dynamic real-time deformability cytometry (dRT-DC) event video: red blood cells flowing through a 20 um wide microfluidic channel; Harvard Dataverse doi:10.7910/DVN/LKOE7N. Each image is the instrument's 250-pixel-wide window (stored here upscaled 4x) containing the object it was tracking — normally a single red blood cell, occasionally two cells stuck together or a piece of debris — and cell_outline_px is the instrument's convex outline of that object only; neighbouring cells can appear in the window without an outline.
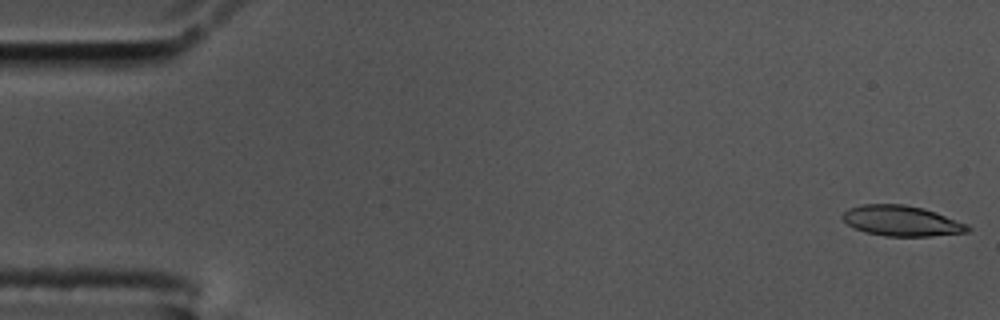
{"species": "common noctule bat (a hibernating species)", "species_latin": "Nyctalus noctula", "temperature_condition": "cold", "stored_images_in_passage": 16, "camera_frame_rate_fps": 3000, "um_per_image_px": 0.085, "animal": {"sex": "male", "body_mass_g": 17.5, "forearm_length_mm": 52.3}, "frame": {"image": 1, "passage_image": 1, "time_ms": 0.0, "image_size_px": [1000, 320], "cell_outline_px": [[972, 228], [968, 232], [928, 236], [884, 236], [864, 232], [848, 224], [840, 216], [848, 208], [864, 204], [904, 204], [924, 208], [936, 212], [968, 224]], "centroid_in_image_um": [76.64, 18.77], "position_along_channel_um": 8.4, "area_um2": 22.25}}
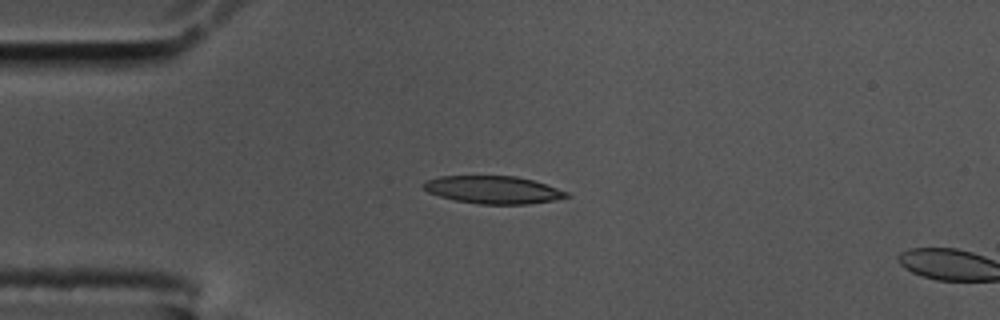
{"frame": {"image": 2, "passage_image": 14, "time_ms": 4.333, "image_size_px": [1000, 320], "cell_outline_px": [[572, 196], [552, 200], [528, 204], [480, 204], [456, 200], [440, 196], [428, 192], [424, 188], [424, 184], [428, 180], [440, 176], [516, 176], [532, 180], [568, 192]], "centroid_in_image_um": [41.94, 16.13], "position_along_channel_um": 43.1, "area_um2": 22.72}}